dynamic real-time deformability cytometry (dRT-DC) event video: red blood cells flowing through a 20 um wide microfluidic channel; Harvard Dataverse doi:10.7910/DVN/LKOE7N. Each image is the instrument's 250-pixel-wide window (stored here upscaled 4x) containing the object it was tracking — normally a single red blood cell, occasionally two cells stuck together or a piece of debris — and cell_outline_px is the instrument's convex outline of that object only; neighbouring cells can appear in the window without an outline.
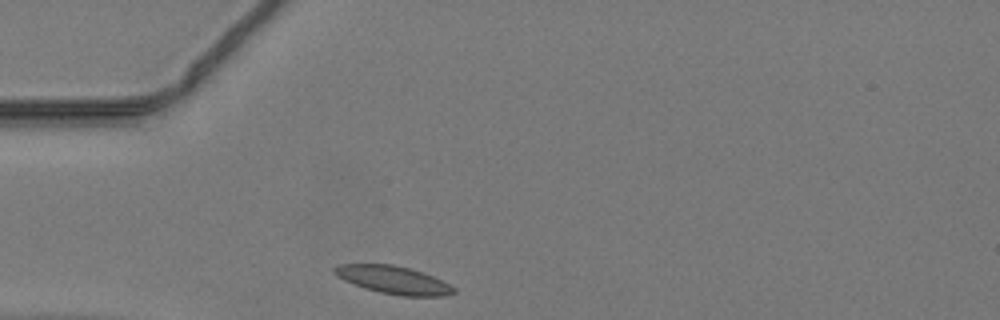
{"species": "common noctule bat (a hibernating species)", "species_latin": "Nyctalus noctula", "temperature_condition": "warm", "stored_images_in_passage": 29, "camera_frame_rate_fps": 3000, "um_per_image_px": 0.085, "animal": {"sex": "male", "body_mass_g": 19.2, "forearm_length_mm": 51.8}, "frame": {"image": 1, "passage_image": 1, "time_ms": 0.0, "image_size_px": [1000, 320], "cell_outline_px": [[456, 292], [444, 296], [404, 296], [380, 292], [364, 288], [352, 284], [336, 276], [332, 272], [332, 268], [340, 264], [392, 264], [408, 268], [432, 276], [456, 288]], "centroid_in_image_um": [33.39, 23.79], "position_along_channel_um": 51.6, "area_um2": 19.25}}
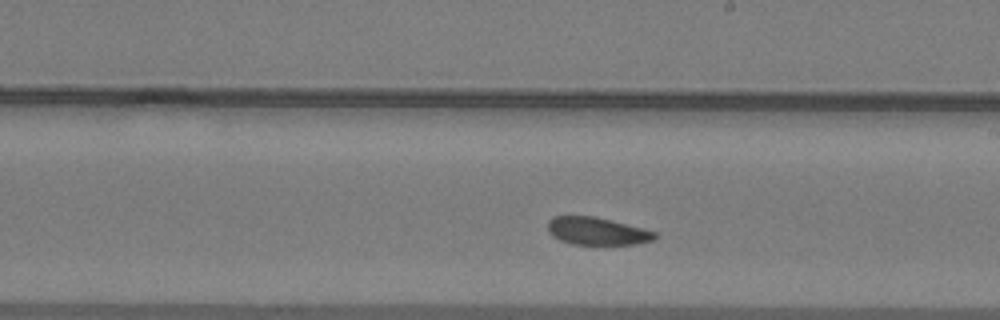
{"frame": {"image": 2, "passage_image": 15, "time_ms": 4.667, "image_size_px": [1000, 320], "cell_outline_px": [[656, 236], [652, 240], [636, 244], [572, 244], [560, 240], [552, 236], [548, 232], [548, 220], [552, 216], [596, 216], [644, 228], [656, 232]], "centroid_in_image_um": [50.72, 19.63], "position_along_channel_um": 238.3, "area_um2": 17.28}}
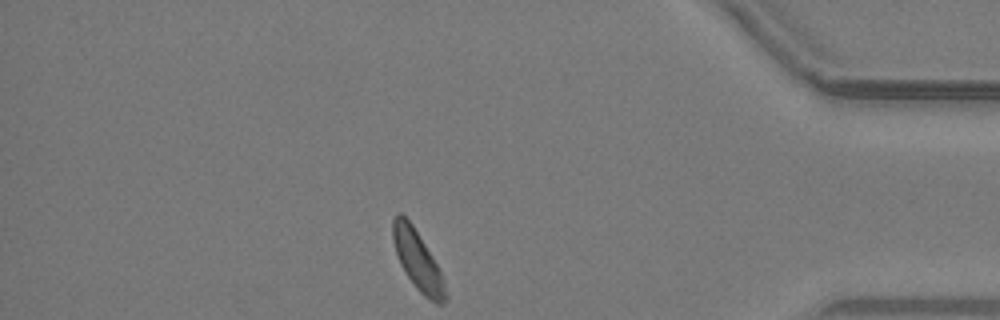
{"frame": {"image": 3, "passage_image": 29, "time_ms": 9.333, "image_size_px": [1000, 320], "cell_outline_px": [[448, 300], [444, 304], [436, 304], [424, 296], [416, 288], [400, 264], [392, 240], [392, 220], [396, 212], [400, 212], [412, 224], [432, 256], [444, 280], [448, 296]], "centroid_in_image_um": [35.51, 22.15], "position_along_channel_um": 399.7, "area_um2": 18.15}}